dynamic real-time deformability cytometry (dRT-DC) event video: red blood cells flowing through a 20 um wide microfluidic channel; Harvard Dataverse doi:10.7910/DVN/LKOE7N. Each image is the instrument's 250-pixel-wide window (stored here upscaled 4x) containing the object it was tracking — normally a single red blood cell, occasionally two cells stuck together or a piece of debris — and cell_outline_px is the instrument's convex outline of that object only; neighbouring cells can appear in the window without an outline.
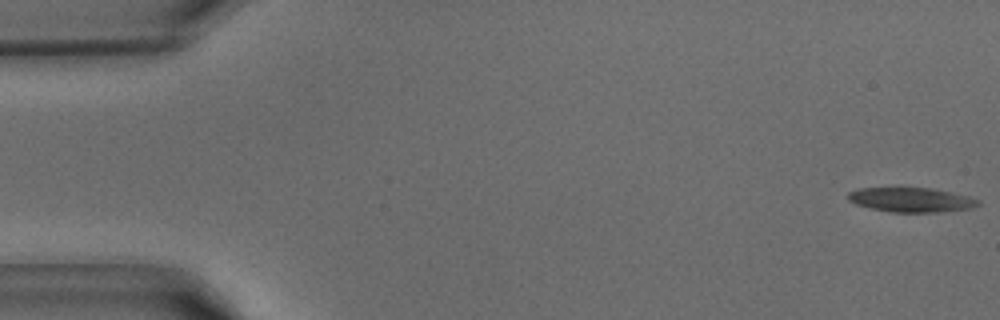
{"species": "common noctule bat (a hibernating species)", "species_latin": "Nyctalus noctula", "temperature_condition": "warm", "stored_images_in_passage": 42, "camera_frame_rate_fps": 3000, "um_per_image_px": 0.085, "animal": {"sex": "male", "body_mass_g": 15.6}, "frame": {"image": 1, "passage_image": 1, "time_ms": 0.0, "image_size_px": [1000, 320], "cell_outline_px": [[980, 204], [972, 208], [940, 212], [892, 212], [872, 208], [856, 204], [848, 200], [848, 192], [856, 188], [932, 188], [968, 196], [980, 200]], "centroid_in_image_um": [77.46, 16.98], "position_along_channel_um": 7.5, "area_um2": 18.5}}
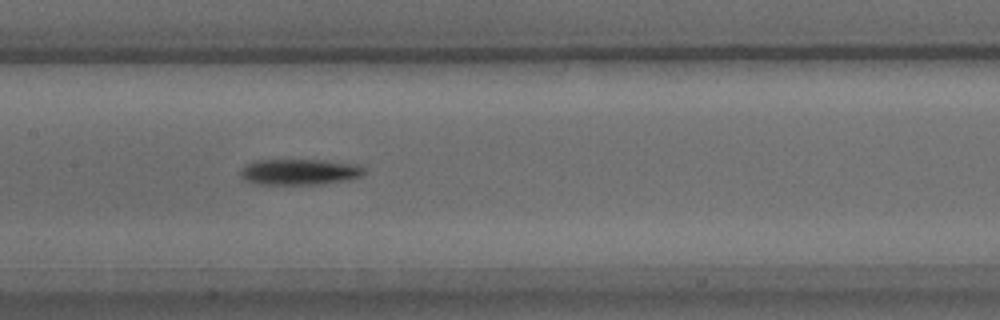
{"frame": {"image": 2, "passage_image": 20, "time_ms": 6.333, "image_size_px": [1000, 320], "cell_outline_px": [[364, 172], [360, 176], [344, 180], [320, 184], [260, 184], [244, 180], [240, 176], [240, 168], [256, 160], [324, 160], [356, 164], [364, 168]], "centroid_in_image_um": [25.41, 14.6], "position_along_channel_um": 182.0, "area_um2": 18.5}}
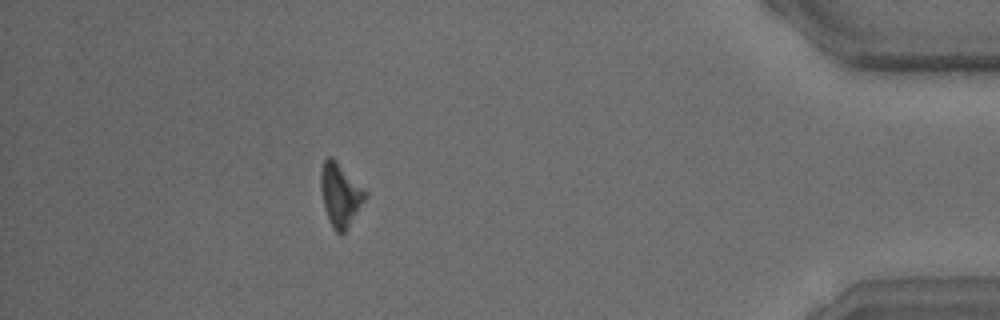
{"frame": {"image": 3, "passage_image": 37, "time_ms": 12.0, "image_size_px": [1000, 320], "cell_outline_px": [[368, 196], [348, 228], [340, 236], [332, 228], [324, 208], [320, 188], [320, 172], [324, 160], [328, 156], [332, 156], [368, 192]], "centroid_in_image_um": [28.93, 16.56], "position_along_channel_um": 406.3, "area_um2": 16.65}}